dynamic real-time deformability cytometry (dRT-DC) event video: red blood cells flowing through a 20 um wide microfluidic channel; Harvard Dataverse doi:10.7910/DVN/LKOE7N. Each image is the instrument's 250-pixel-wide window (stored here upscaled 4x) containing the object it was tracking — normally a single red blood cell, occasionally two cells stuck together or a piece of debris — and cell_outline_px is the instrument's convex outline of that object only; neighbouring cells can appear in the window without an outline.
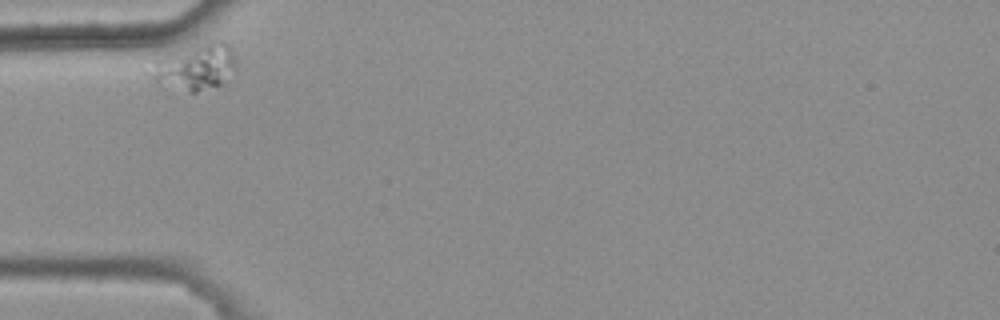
{"species": "common noctule bat (a hibernating species)", "species_latin": "Nyctalus noctula", "temperature_condition": "warm", "stored_images_in_passage": 3, "camera_frame_rate_fps": 3000, "um_per_image_px": 0.085, "animal": {"sex": "female", "body_mass_g": 25.1}, "frame": {"image": 1, "passage_image": 1, "time_ms": 0.0, "image_size_px": [1000, 320], "cell_outline_px": [[232, 64], [220, 84], [196, 92], [188, 92], [156, 80], [148, 76], [196, 48], [212, 40], [224, 40], [228, 44], [232, 52]], "centroid_in_image_um": [16.83, 5.76], "position_along_channel_um": 68.2, "area_um2": 18.73}}
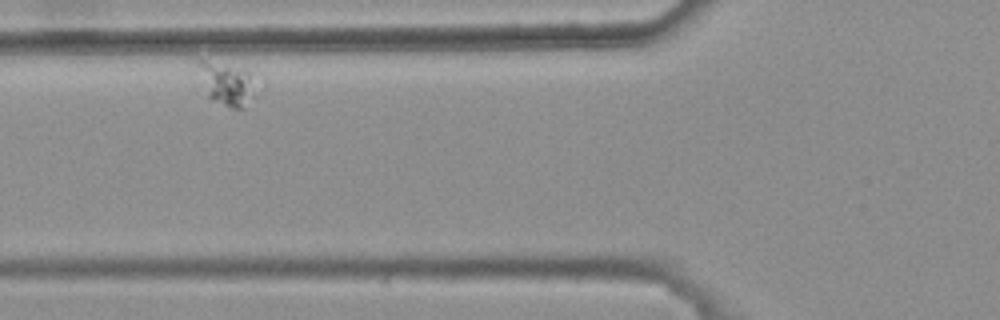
{"frame": {"image": 2, "passage_image": 2, "time_ms": 0.333, "image_size_px": [1000, 320], "cell_outline_px": [[264, 88], [260, 96], [244, 108], [232, 108], [208, 100], [196, 60], [196, 56], [252, 72], [264, 80]], "centroid_in_image_um": [19.49, 7.13], "position_along_channel_um": 106.3, "area_um2": 16.3}}